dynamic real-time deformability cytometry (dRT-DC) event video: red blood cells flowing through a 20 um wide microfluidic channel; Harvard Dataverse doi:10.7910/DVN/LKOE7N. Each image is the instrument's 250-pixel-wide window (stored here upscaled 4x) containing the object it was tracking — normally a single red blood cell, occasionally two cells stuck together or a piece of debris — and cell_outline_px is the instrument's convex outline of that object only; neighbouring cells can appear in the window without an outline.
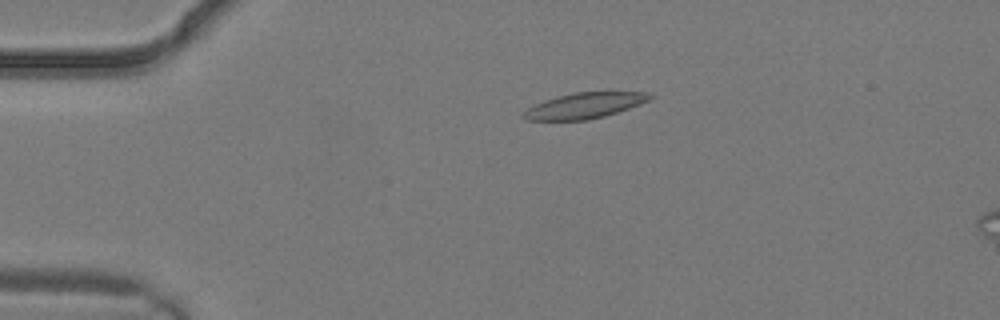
{"species": "common noctule bat (a hibernating species)", "species_latin": "Nyctalus noctula", "temperature_condition": "warm", "stored_images_in_passage": 3, "segment_of_instrument_passage": [1, 2], "camera_frame_rate_fps": 3000, "um_per_image_px": 0.085, "animal": {"sex": "male", "body_mass_g": 19.2, "forearm_length_mm": 51.8}, "frame": {"image": 1, "passage_image": 2, "time_ms": 0.333, "image_size_px": [1000, 320], "cell_outline_px": [[656, 96], [640, 104], [604, 116], [588, 120], [524, 120], [520, 116], [528, 108], [544, 100], [556, 96], [576, 92], [648, 92]], "centroid_in_image_um": [49.67, 8.97], "position_along_channel_um": 35.3, "area_um2": 18.84}}